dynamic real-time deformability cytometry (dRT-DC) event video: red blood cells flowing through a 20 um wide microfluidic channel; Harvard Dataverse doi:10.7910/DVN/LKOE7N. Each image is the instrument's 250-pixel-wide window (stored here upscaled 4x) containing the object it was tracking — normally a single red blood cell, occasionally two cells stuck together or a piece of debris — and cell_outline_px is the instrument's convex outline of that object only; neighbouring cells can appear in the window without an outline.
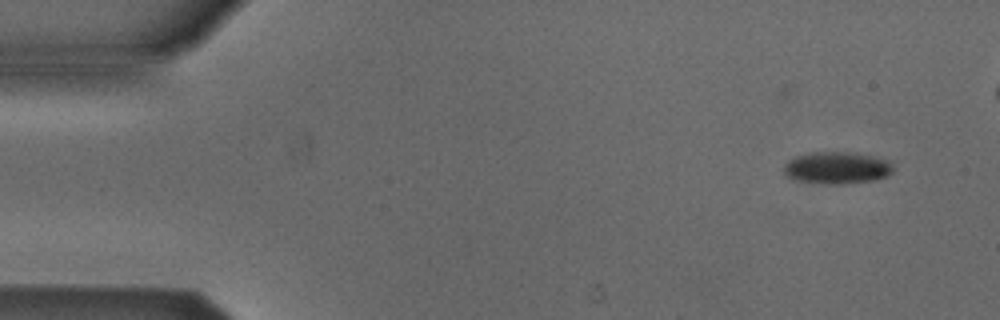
{"species": "Egyptian fruit bat (a non-hibernating species)", "species_latin": "Rousettus aegyptiacus", "temperature_condition": "cold", "stored_images_in_passage": 4, "camera_frame_rate_fps": 3000, "um_per_image_px": 0.085, "animal": {"sex": "male"}, "frame": {"image": 1, "passage_image": 1, "time_ms": 0.0, "image_size_px": [1000, 320], "cell_outline_px": [[892, 172], [888, 176], [876, 180], [840, 184], [832, 184], [800, 180], [788, 176], [784, 172], [784, 164], [788, 160], [796, 156], [808, 152], [856, 152], [888, 160], [892, 164]], "centroid_in_image_um": [71.17, 14.24], "position_along_channel_um": 13.8, "area_um2": 20.35}}